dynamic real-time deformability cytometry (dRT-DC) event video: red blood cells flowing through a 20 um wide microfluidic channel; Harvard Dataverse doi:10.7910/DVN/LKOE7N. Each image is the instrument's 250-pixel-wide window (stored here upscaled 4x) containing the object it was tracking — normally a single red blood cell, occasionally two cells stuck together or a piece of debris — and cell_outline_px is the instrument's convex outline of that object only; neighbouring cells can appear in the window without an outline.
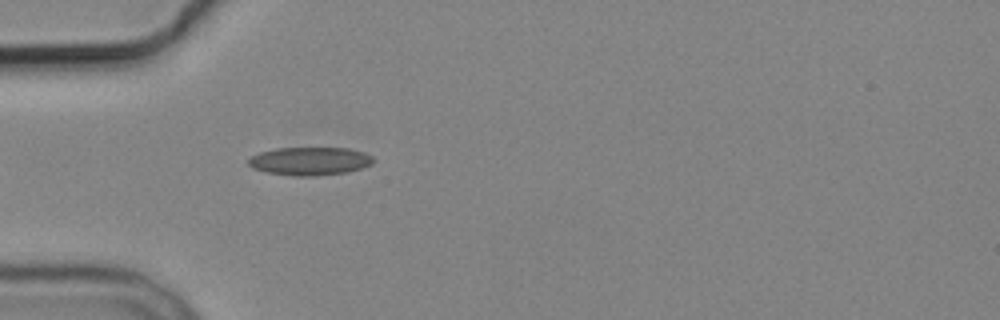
{"species": "common noctule bat (a hibernating species)", "species_latin": "Nyctalus noctula", "temperature_condition": "cold", "stored_images_in_passage": 5, "camera_frame_rate_fps": 3000, "um_per_image_px": 0.085, "animal": {"sex": "male", "body_mass_g": 19.2, "forearm_length_mm": 51.8}, "frame": {"image": 1, "passage_image": 5, "time_ms": 5.667, "image_size_px": [1000, 320], "cell_outline_px": [[376, 160], [372, 164], [348, 172], [312, 176], [296, 176], [268, 172], [252, 168], [248, 164], [248, 160], [252, 156], [260, 152], [276, 148], [348, 148], [364, 152], [372, 156]], "centroid_in_image_um": [26.36, 13.69], "position_along_channel_um": 58.6, "area_um2": 20.46}}